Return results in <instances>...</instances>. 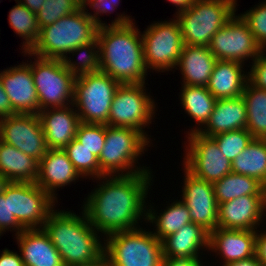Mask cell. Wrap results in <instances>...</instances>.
<instances>
[{"label":"cell","mask_w":266,"mask_h":266,"mask_svg":"<svg viewBox=\"0 0 266 266\" xmlns=\"http://www.w3.org/2000/svg\"><path fill=\"white\" fill-rule=\"evenodd\" d=\"M152 179V172L96 178L97 188L88 194L81 208L103 237L139 228V223L146 220V200Z\"/></svg>","instance_id":"cell-1"},{"label":"cell","mask_w":266,"mask_h":266,"mask_svg":"<svg viewBox=\"0 0 266 266\" xmlns=\"http://www.w3.org/2000/svg\"><path fill=\"white\" fill-rule=\"evenodd\" d=\"M100 71L120 84L146 83L142 35L135 22L100 27L97 32Z\"/></svg>","instance_id":"cell-2"},{"label":"cell","mask_w":266,"mask_h":266,"mask_svg":"<svg viewBox=\"0 0 266 266\" xmlns=\"http://www.w3.org/2000/svg\"><path fill=\"white\" fill-rule=\"evenodd\" d=\"M79 214L54 209L43 225L64 265L90 263L104 254L102 235L90 224L83 210Z\"/></svg>","instance_id":"cell-3"},{"label":"cell","mask_w":266,"mask_h":266,"mask_svg":"<svg viewBox=\"0 0 266 266\" xmlns=\"http://www.w3.org/2000/svg\"><path fill=\"white\" fill-rule=\"evenodd\" d=\"M98 29L97 24L80 8L41 28L36 43L28 52L41 58L63 60L78 46L95 40Z\"/></svg>","instance_id":"cell-4"},{"label":"cell","mask_w":266,"mask_h":266,"mask_svg":"<svg viewBox=\"0 0 266 266\" xmlns=\"http://www.w3.org/2000/svg\"><path fill=\"white\" fill-rule=\"evenodd\" d=\"M150 144L152 143L134 128L106 125L105 143L98 157L100 170L106 176L151 172L149 167L136 165Z\"/></svg>","instance_id":"cell-5"},{"label":"cell","mask_w":266,"mask_h":266,"mask_svg":"<svg viewBox=\"0 0 266 266\" xmlns=\"http://www.w3.org/2000/svg\"><path fill=\"white\" fill-rule=\"evenodd\" d=\"M237 0H197L183 11L174 13L180 25L183 42L206 46L237 11Z\"/></svg>","instance_id":"cell-6"},{"label":"cell","mask_w":266,"mask_h":266,"mask_svg":"<svg viewBox=\"0 0 266 266\" xmlns=\"http://www.w3.org/2000/svg\"><path fill=\"white\" fill-rule=\"evenodd\" d=\"M136 228L107 235L104 254L109 266H162V242L150 229ZM150 230V231H149Z\"/></svg>","instance_id":"cell-7"},{"label":"cell","mask_w":266,"mask_h":266,"mask_svg":"<svg viewBox=\"0 0 266 266\" xmlns=\"http://www.w3.org/2000/svg\"><path fill=\"white\" fill-rule=\"evenodd\" d=\"M120 83L99 71L75 77L73 106L81 123L107 125L111 103Z\"/></svg>","instance_id":"cell-8"},{"label":"cell","mask_w":266,"mask_h":266,"mask_svg":"<svg viewBox=\"0 0 266 266\" xmlns=\"http://www.w3.org/2000/svg\"><path fill=\"white\" fill-rule=\"evenodd\" d=\"M31 57L33 81L37 90L39 111L47 108L66 107L73 104L75 77L60 59H46L22 51ZM33 57V58H32Z\"/></svg>","instance_id":"cell-9"},{"label":"cell","mask_w":266,"mask_h":266,"mask_svg":"<svg viewBox=\"0 0 266 266\" xmlns=\"http://www.w3.org/2000/svg\"><path fill=\"white\" fill-rule=\"evenodd\" d=\"M146 84H120L111 103L107 125L134 128L151 142V136L144 129L152 123L157 104Z\"/></svg>","instance_id":"cell-10"},{"label":"cell","mask_w":266,"mask_h":266,"mask_svg":"<svg viewBox=\"0 0 266 266\" xmlns=\"http://www.w3.org/2000/svg\"><path fill=\"white\" fill-rule=\"evenodd\" d=\"M141 35L147 70L163 73L176 68L184 42L175 17L169 21H154Z\"/></svg>","instance_id":"cell-11"},{"label":"cell","mask_w":266,"mask_h":266,"mask_svg":"<svg viewBox=\"0 0 266 266\" xmlns=\"http://www.w3.org/2000/svg\"><path fill=\"white\" fill-rule=\"evenodd\" d=\"M10 213L24 229L43 228L58 202L33 182H10L5 188Z\"/></svg>","instance_id":"cell-12"},{"label":"cell","mask_w":266,"mask_h":266,"mask_svg":"<svg viewBox=\"0 0 266 266\" xmlns=\"http://www.w3.org/2000/svg\"><path fill=\"white\" fill-rule=\"evenodd\" d=\"M186 138L182 166L188 172L209 183L219 181L232 172V162L211 137L193 132L186 134Z\"/></svg>","instance_id":"cell-13"},{"label":"cell","mask_w":266,"mask_h":266,"mask_svg":"<svg viewBox=\"0 0 266 266\" xmlns=\"http://www.w3.org/2000/svg\"><path fill=\"white\" fill-rule=\"evenodd\" d=\"M208 48L217 60L237 61L245 64L262 52L246 22L236 13L211 38Z\"/></svg>","instance_id":"cell-14"},{"label":"cell","mask_w":266,"mask_h":266,"mask_svg":"<svg viewBox=\"0 0 266 266\" xmlns=\"http://www.w3.org/2000/svg\"><path fill=\"white\" fill-rule=\"evenodd\" d=\"M0 139L38 162L48 151L38 115L15 114L0 119Z\"/></svg>","instance_id":"cell-15"},{"label":"cell","mask_w":266,"mask_h":266,"mask_svg":"<svg viewBox=\"0 0 266 266\" xmlns=\"http://www.w3.org/2000/svg\"><path fill=\"white\" fill-rule=\"evenodd\" d=\"M184 169L182 197L180 199L189 209L193 223L202 226L209 233L217 228L218 204L213 183L197 178Z\"/></svg>","instance_id":"cell-16"},{"label":"cell","mask_w":266,"mask_h":266,"mask_svg":"<svg viewBox=\"0 0 266 266\" xmlns=\"http://www.w3.org/2000/svg\"><path fill=\"white\" fill-rule=\"evenodd\" d=\"M266 195H245L218 204L217 227L257 230L266 216ZM264 216V217H263Z\"/></svg>","instance_id":"cell-17"},{"label":"cell","mask_w":266,"mask_h":266,"mask_svg":"<svg viewBox=\"0 0 266 266\" xmlns=\"http://www.w3.org/2000/svg\"><path fill=\"white\" fill-rule=\"evenodd\" d=\"M0 79L15 114L38 115V95L28 61L3 69Z\"/></svg>","instance_id":"cell-18"},{"label":"cell","mask_w":266,"mask_h":266,"mask_svg":"<svg viewBox=\"0 0 266 266\" xmlns=\"http://www.w3.org/2000/svg\"><path fill=\"white\" fill-rule=\"evenodd\" d=\"M83 178L63 149H48L39 162L36 184L58 200L56 191Z\"/></svg>","instance_id":"cell-19"},{"label":"cell","mask_w":266,"mask_h":266,"mask_svg":"<svg viewBox=\"0 0 266 266\" xmlns=\"http://www.w3.org/2000/svg\"><path fill=\"white\" fill-rule=\"evenodd\" d=\"M48 149H64L75 139L80 118L73 104L38 112Z\"/></svg>","instance_id":"cell-20"},{"label":"cell","mask_w":266,"mask_h":266,"mask_svg":"<svg viewBox=\"0 0 266 266\" xmlns=\"http://www.w3.org/2000/svg\"><path fill=\"white\" fill-rule=\"evenodd\" d=\"M257 230H235L217 227L209 233V251L223 258V265L255 256Z\"/></svg>","instance_id":"cell-21"},{"label":"cell","mask_w":266,"mask_h":266,"mask_svg":"<svg viewBox=\"0 0 266 266\" xmlns=\"http://www.w3.org/2000/svg\"><path fill=\"white\" fill-rule=\"evenodd\" d=\"M14 238L24 266H64L58 250L43 228L25 229Z\"/></svg>","instance_id":"cell-22"},{"label":"cell","mask_w":266,"mask_h":266,"mask_svg":"<svg viewBox=\"0 0 266 266\" xmlns=\"http://www.w3.org/2000/svg\"><path fill=\"white\" fill-rule=\"evenodd\" d=\"M163 258L202 257L201 251L209 252V232L190 222L162 241Z\"/></svg>","instance_id":"cell-23"},{"label":"cell","mask_w":266,"mask_h":266,"mask_svg":"<svg viewBox=\"0 0 266 266\" xmlns=\"http://www.w3.org/2000/svg\"><path fill=\"white\" fill-rule=\"evenodd\" d=\"M247 111L242 96L228 99H218L208 122L198 132L206 137L246 129Z\"/></svg>","instance_id":"cell-24"},{"label":"cell","mask_w":266,"mask_h":266,"mask_svg":"<svg viewBox=\"0 0 266 266\" xmlns=\"http://www.w3.org/2000/svg\"><path fill=\"white\" fill-rule=\"evenodd\" d=\"M216 61L208 47L184 44L175 68L182 75L181 85L207 87Z\"/></svg>","instance_id":"cell-25"},{"label":"cell","mask_w":266,"mask_h":266,"mask_svg":"<svg viewBox=\"0 0 266 266\" xmlns=\"http://www.w3.org/2000/svg\"><path fill=\"white\" fill-rule=\"evenodd\" d=\"M244 65L237 61L217 60L207 86L209 92L217 100L242 96L248 81Z\"/></svg>","instance_id":"cell-26"},{"label":"cell","mask_w":266,"mask_h":266,"mask_svg":"<svg viewBox=\"0 0 266 266\" xmlns=\"http://www.w3.org/2000/svg\"><path fill=\"white\" fill-rule=\"evenodd\" d=\"M39 162L0 139V174L10 182H33L38 177Z\"/></svg>","instance_id":"cell-27"},{"label":"cell","mask_w":266,"mask_h":266,"mask_svg":"<svg viewBox=\"0 0 266 266\" xmlns=\"http://www.w3.org/2000/svg\"><path fill=\"white\" fill-rule=\"evenodd\" d=\"M149 204L147 206L146 220L143 221H145V223H152V225L155 226V231L153 229L151 232L160 241L177 232L184 225L192 222L189 209L181 199H177L171 204H166V209H163L164 211L162 210L161 213L153 209L154 205L151 203Z\"/></svg>","instance_id":"cell-28"},{"label":"cell","mask_w":266,"mask_h":266,"mask_svg":"<svg viewBox=\"0 0 266 266\" xmlns=\"http://www.w3.org/2000/svg\"><path fill=\"white\" fill-rule=\"evenodd\" d=\"M180 91L181 106L195 121V126L198 124L195 128L188 129L187 133L199 132L208 122L217 99L204 86L182 85Z\"/></svg>","instance_id":"cell-29"},{"label":"cell","mask_w":266,"mask_h":266,"mask_svg":"<svg viewBox=\"0 0 266 266\" xmlns=\"http://www.w3.org/2000/svg\"><path fill=\"white\" fill-rule=\"evenodd\" d=\"M232 172L256 178L266 187V139L253 138L232 161Z\"/></svg>","instance_id":"cell-30"},{"label":"cell","mask_w":266,"mask_h":266,"mask_svg":"<svg viewBox=\"0 0 266 266\" xmlns=\"http://www.w3.org/2000/svg\"><path fill=\"white\" fill-rule=\"evenodd\" d=\"M217 204L245 195H266V187L256 178L230 172L213 183Z\"/></svg>","instance_id":"cell-31"},{"label":"cell","mask_w":266,"mask_h":266,"mask_svg":"<svg viewBox=\"0 0 266 266\" xmlns=\"http://www.w3.org/2000/svg\"><path fill=\"white\" fill-rule=\"evenodd\" d=\"M242 97L247 111L246 129L253 138L266 139V90L247 81Z\"/></svg>","instance_id":"cell-32"},{"label":"cell","mask_w":266,"mask_h":266,"mask_svg":"<svg viewBox=\"0 0 266 266\" xmlns=\"http://www.w3.org/2000/svg\"><path fill=\"white\" fill-rule=\"evenodd\" d=\"M15 2L16 5L9 11L8 22L14 33L23 40L21 49L29 51L36 43L40 32L37 16L20 2Z\"/></svg>","instance_id":"cell-33"},{"label":"cell","mask_w":266,"mask_h":266,"mask_svg":"<svg viewBox=\"0 0 266 266\" xmlns=\"http://www.w3.org/2000/svg\"><path fill=\"white\" fill-rule=\"evenodd\" d=\"M70 54H72V58H74L75 54L80 56L78 57L80 61H73L68 56L62 60L65 67L74 77L100 71L99 43L97 38L86 45L78 46L69 53V56H71Z\"/></svg>","instance_id":"cell-34"},{"label":"cell","mask_w":266,"mask_h":266,"mask_svg":"<svg viewBox=\"0 0 266 266\" xmlns=\"http://www.w3.org/2000/svg\"><path fill=\"white\" fill-rule=\"evenodd\" d=\"M75 169L83 178H100L106 176L101 170L98 162V157L91 153L90 150L81 145L76 139H73L64 149H63Z\"/></svg>","instance_id":"cell-35"},{"label":"cell","mask_w":266,"mask_h":266,"mask_svg":"<svg viewBox=\"0 0 266 266\" xmlns=\"http://www.w3.org/2000/svg\"><path fill=\"white\" fill-rule=\"evenodd\" d=\"M119 1L120 0H85L81 4V8L82 10H84L85 14L97 24L99 28L105 26H125L134 22V19H132L130 15H126L125 12L122 14L120 13L119 15L117 14L118 17L112 20L111 24H106L105 21H102V19L99 18V16H102V14H109L112 13L115 9H117L120 3ZM88 6L89 8L94 10V14L92 12H88Z\"/></svg>","instance_id":"cell-36"},{"label":"cell","mask_w":266,"mask_h":266,"mask_svg":"<svg viewBox=\"0 0 266 266\" xmlns=\"http://www.w3.org/2000/svg\"><path fill=\"white\" fill-rule=\"evenodd\" d=\"M80 8L81 4L77 0H45L41 10L36 14L39 28L52 25Z\"/></svg>","instance_id":"cell-37"},{"label":"cell","mask_w":266,"mask_h":266,"mask_svg":"<svg viewBox=\"0 0 266 266\" xmlns=\"http://www.w3.org/2000/svg\"><path fill=\"white\" fill-rule=\"evenodd\" d=\"M218 145L220 151L231 162L240 154L253 139L247 129L229 131L211 137Z\"/></svg>","instance_id":"cell-38"},{"label":"cell","mask_w":266,"mask_h":266,"mask_svg":"<svg viewBox=\"0 0 266 266\" xmlns=\"http://www.w3.org/2000/svg\"><path fill=\"white\" fill-rule=\"evenodd\" d=\"M106 138V125L80 123L75 139L97 157L100 156Z\"/></svg>","instance_id":"cell-39"},{"label":"cell","mask_w":266,"mask_h":266,"mask_svg":"<svg viewBox=\"0 0 266 266\" xmlns=\"http://www.w3.org/2000/svg\"><path fill=\"white\" fill-rule=\"evenodd\" d=\"M239 15L253 33L257 44L266 51V0Z\"/></svg>","instance_id":"cell-40"},{"label":"cell","mask_w":266,"mask_h":266,"mask_svg":"<svg viewBox=\"0 0 266 266\" xmlns=\"http://www.w3.org/2000/svg\"><path fill=\"white\" fill-rule=\"evenodd\" d=\"M14 231L15 236L25 229L18 223L13 214L10 213L9 198H5V191L0 194V232Z\"/></svg>","instance_id":"cell-41"},{"label":"cell","mask_w":266,"mask_h":266,"mask_svg":"<svg viewBox=\"0 0 266 266\" xmlns=\"http://www.w3.org/2000/svg\"><path fill=\"white\" fill-rule=\"evenodd\" d=\"M248 81L255 87L266 90V51L252 61Z\"/></svg>","instance_id":"cell-42"},{"label":"cell","mask_w":266,"mask_h":266,"mask_svg":"<svg viewBox=\"0 0 266 266\" xmlns=\"http://www.w3.org/2000/svg\"><path fill=\"white\" fill-rule=\"evenodd\" d=\"M255 256L262 266H266V230H257L255 239Z\"/></svg>","instance_id":"cell-43"},{"label":"cell","mask_w":266,"mask_h":266,"mask_svg":"<svg viewBox=\"0 0 266 266\" xmlns=\"http://www.w3.org/2000/svg\"><path fill=\"white\" fill-rule=\"evenodd\" d=\"M201 259L202 257L163 258L162 266H205L204 262H202Z\"/></svg>","instance_id":"cell-44"},{"label":"cell","mask_w":266,"mask_h":266,"mask_svg":"<svg viewBox=\"0 0 266 266\" xmlns=\"http://www.w3.org/2000/svg\"><path fill=\"white\" fill-rule=\"evenodd\" d=\"M0 266H24L20 253L3 249L0 254Z\"/></svg>","instance_id":"cell-45"},{"label":"cell","mask_w":266,"mask_h":266,"mask_svg":"<svg viewBox=\"0 0 266 266\" xmlns=\"http://www.w3.org/2000/svg\"><path fill=\"white\" fill-rule=\"evenodd\" d=\"M15 113L13 112L12 106L10 104L9 98L4 91L3 85L0 79V119L13 116Z\"/></svg>","instance_id":"cell-46"},{"label":"cell","mask_w":266,"mask_h":266,"mask_svg":"<svg viewBox=\"0 0 266 266\" xmlns=\"http://www.w3.org/2000/svg\"><path fill=\"white\" fill-rule=\"evenodd\" d=\"M35 14L39 13L45 0H16Z\"/></svg>","instance_id":"cell-47"},{"label":"cell","mask_w":266,"mask_h":266,"mask_svg":"<svg viewBox=\"0 0 266 266\" xmlns=\"http://www.w3.org/2000/svg\"><path fill=\"white\" fill-rule=\"evenodd\" d=\"M222 266H262L261 263L258 261L256 256H253L248 259L240 260L237 262H230L228 264Z\"/></svg>","instance_id":"cell-48"},{"label":"cell","mask_w":266,"mask_h":266,"mask_svg":"<svg viewBox=\"0 0 266 266\" xmlns=\"http://www.w3.org/2000/svg\"><path fill=\"white\" fill-rule=\"evenodd\" d=\"M64 266H109L107 258L105 254H103L99 259L86 263V264H71V265H64Z\"/></svg>","instance_id":"cell-49"},{"label":"cell","mask_w":266,"mask_h":266,"mask_svg":"<svg viewBox=\"0 0 266 266\" xmlns=\"http://www.w3.org/2000/svg\"><path fill=\"white\" fill-rule=\"evenodd\" d=\"M170 3L176 6V13H179L183 10H185L191 2L189 0H168Z\"/></svg>","instance_id":"cell-50"},{"label":"cell","mask_w":266,"mask_h":266,"mask_svg":"<svg viewBox=\"0 0 266 266\" xmlns=\"http://www.w3.org/2000/svg\"><path fill=\"white\" fill-rule=\"evenodd\" d=\"M10 183V181L2 174H0V194L5 191V188Z\"/></svg>","instance_id":"cell-51"},{"label":"cell","mask_w":266,"mask_h":266,"mask_svg":"<svg viewBox=\"0 0 266 266\" xmlns=\"http://www.w3.org/2000/svg\"><path fill=\"white\" fill-rule=\"evenodd\" d=\"M80 4H82L85 0H77Z\"/></svg>","instance_id":"cell-52"}]
</instances>
